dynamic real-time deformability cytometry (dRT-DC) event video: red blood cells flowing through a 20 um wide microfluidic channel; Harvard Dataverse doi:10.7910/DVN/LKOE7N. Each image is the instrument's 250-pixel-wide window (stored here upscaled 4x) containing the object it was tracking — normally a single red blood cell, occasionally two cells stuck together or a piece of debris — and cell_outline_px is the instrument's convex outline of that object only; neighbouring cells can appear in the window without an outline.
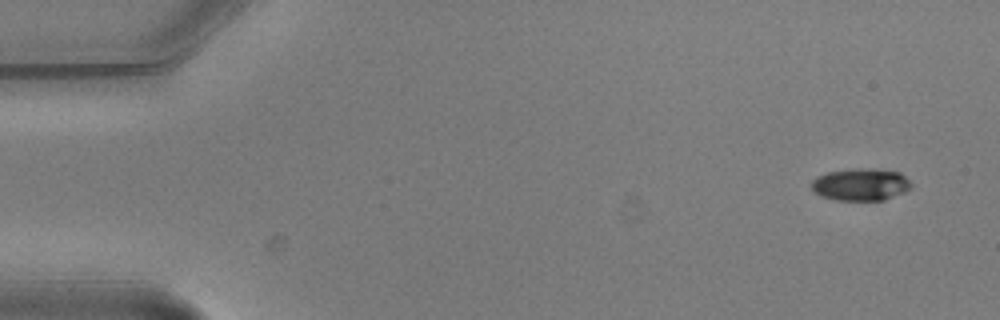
{"species": "common noctule bat (a hibernating species)", "species_latin": "Nyctalus noctula", "temperature_condition": "warm", "stored_images_in_passage": 10, "camera_frame_rate_fps": 3000, "um_per_image_px": 0.085, "animal": {"sex": "male", "body_mass_g": 20.5, "forearm_length_mm": 52.5}, "frame": {"image": 1, "passage_image": 1, "time_ms": 0.0, "image_size_px": [1000, 320], "cell_outline_px": [[912, 188], [904, 192], [884, 200], [836, 200], [820, 196], [812, 192], [812, 180], [816, 176], [828, 172], [856, 168], [876, 168], [900, 172], [912, 184]], "centroid_in_image_um": [73.15, 15.68], "position_along_channel_um": 11.9, "area_um2": 18.96}}
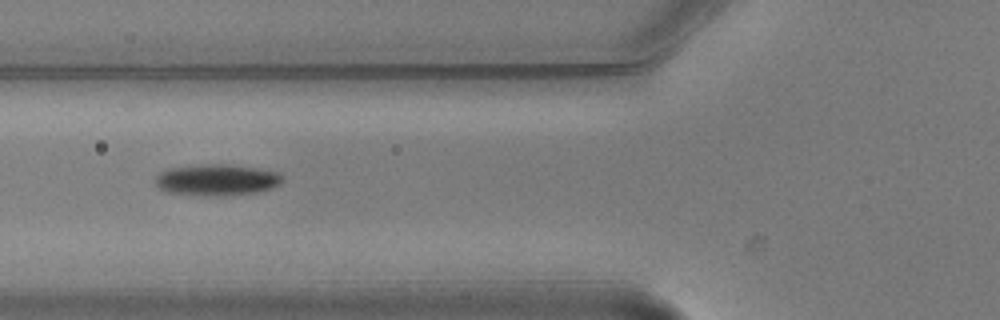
{"frame": {"image": 2, "passage_image": 6, "time_ms": 1.667, "image_size_px": [1000, 320], "cell_outline_px": [[284, 180], [280, 184], [272, 188], [256, 192], [228, 196], [204, 196], [168, 192], [160, 188], [152, 180], [160, 172], [168, 168], [204, 164], [232, 164], [280, 172], [284, 176]], "centroid_in_image_um": [18.45, 15.29], "position_along_channel_um": 107.3, "area_um2": 23.64}}
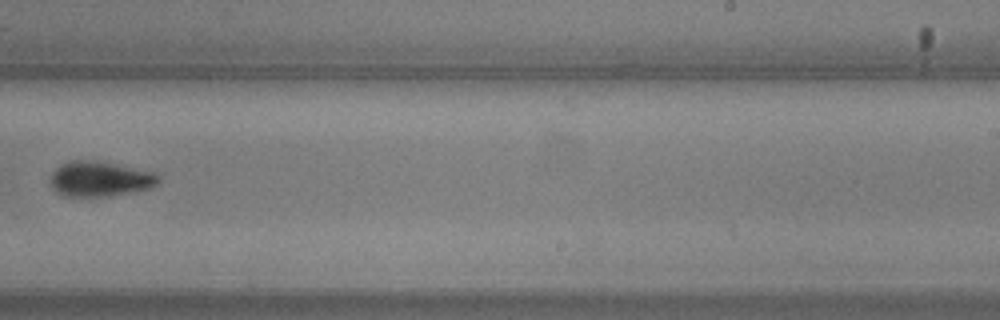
{"frame": {"image": 3, "passage_image": 10, "time_ms": 3.0, "image_size_px": [1000, 320], "cell_outline_px": [[160, 184], [152, 188], [136, 192], [112, 196], [64, 196], [56, 192], [52, 188], [52, 172], [60, 164], [72, 160], [96, 160], [156, 172], [160, 176]], "centroid_in_image_um": [8.57, 15.21], "position_along_channel_um": 280.4, "area_um2": 22.54}}